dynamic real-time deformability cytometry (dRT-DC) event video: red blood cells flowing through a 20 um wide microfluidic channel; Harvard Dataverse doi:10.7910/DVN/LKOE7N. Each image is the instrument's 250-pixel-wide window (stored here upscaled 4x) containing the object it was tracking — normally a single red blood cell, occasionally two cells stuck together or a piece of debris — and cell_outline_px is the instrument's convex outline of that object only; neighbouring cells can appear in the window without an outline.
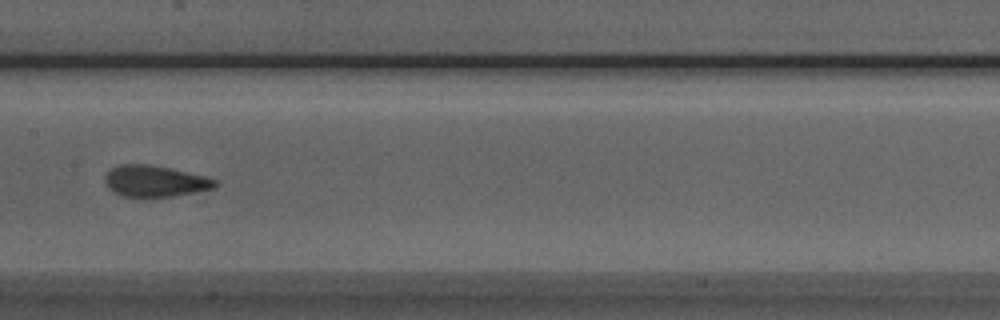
{"species": "Egyptian fruit bat (a non-hibernating species)", "species_latin": "Rousettus aegyptiacus", "temperature_condition": "room temperature", "stored_images_in_passage": 7, "camera_frame_rate_fps": 3000, "um_per_image_px": 0.085, "animal": {"sex": "male"}, "frame": {"image": 1, "passage_image": 6, "time_ms": 6.667, "image_size_px": [1000, 320], "cell_outline_px": [[220, 184], [212, 188], [172, 196], [140, 200], [120, 196], [112, 192], [108, 188], [104, 180], [104, 176], [112, 168], [120, 164], [144, 164], [172, 168], [220, 180]], "centroid_in_image_um": [13.13, 15.44], "position_along_channel_um": 194.3, "area_um2": 20.75}}
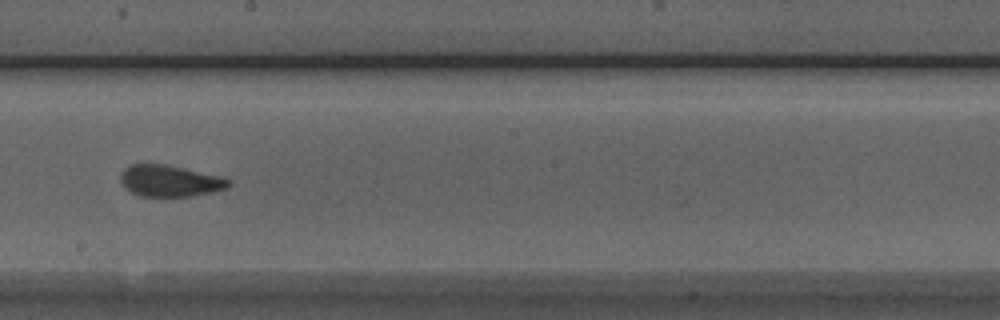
{"frame": {"image": 2, "passage_image": 7, "time_ms": 7.667, "image_size_px": [1000, 320], "cell_outline_px": [[232, 184], [228, 188], [212, 192], [188, 196], [140, 196], [124, 188], [120, 180], [120, 172], [128, 164], [164, 164], [224, 176], [232, 180]], "centroid_in_image_um": [14.46, 15.36], "position_along_channel_um": 233.7, "area_um2": 20.11}}